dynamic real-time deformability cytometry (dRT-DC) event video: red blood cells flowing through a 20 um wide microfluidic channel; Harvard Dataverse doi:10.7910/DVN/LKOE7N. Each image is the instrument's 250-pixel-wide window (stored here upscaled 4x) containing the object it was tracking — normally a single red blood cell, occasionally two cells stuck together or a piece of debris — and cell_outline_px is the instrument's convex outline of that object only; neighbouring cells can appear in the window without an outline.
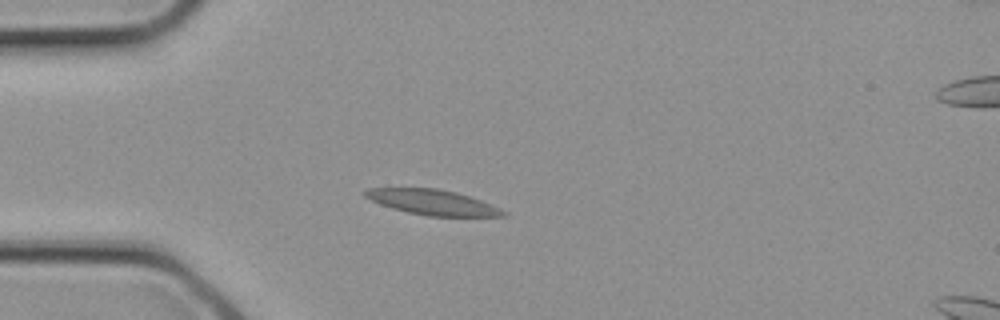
{"species": "common noctule bat (a hibernating species)", "species_latin": "Nyctalus noctula", "temperature_condition": "cold", "stored_images_in_passage": 3, "camera_frame_rate_fps": 3000, "um_per_image_px": 0.085, "animal": {"sex": "female", "body_mass_g": 21.9}, "frame": {"image": 1, "passage_image": 2, "time_ms": 0.333, "image_size_px": [1000, 320], "cell_outline_px": [[508, 216], [428, 216], [408, 212], [392, 208], [380, 204], [364, 196], [360, 192], [368, 188], [436, 188], [456, 192], [480, 200], [500, 208], [508, 212]], "centroid_in_image_um": [36.75, 17.19], "position_along_channel_um": 48.2, "area_um2": 20.23}}